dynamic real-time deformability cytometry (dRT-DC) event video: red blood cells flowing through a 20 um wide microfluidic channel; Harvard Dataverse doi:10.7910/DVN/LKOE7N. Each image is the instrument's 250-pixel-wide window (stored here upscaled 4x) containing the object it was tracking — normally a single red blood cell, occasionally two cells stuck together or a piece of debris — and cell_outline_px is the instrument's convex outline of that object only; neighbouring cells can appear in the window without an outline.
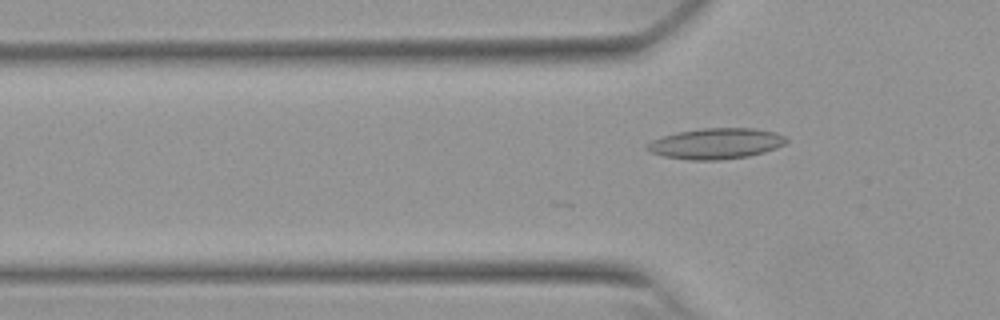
{"species": "Egyptian fruit bat (a non-hibernating species)", "species_latin": "Rousettus aegyptiacus", "temperature_condition": "warm", "stored_images_in_passage": 17, "camera_frame_rate_fps": 3000, "um_per_image_px": 0.085, "animal": {"sex": "female"}, "frame": {"image": 1, "passage_image": 17, "time_ms": 5.333, "image_size_px": [1000, 320], "cell_outline_px": [[788, 140], [784, 144], [776, 148], [764, 152], [748, 156], [720, 160], [688, 160], [664, 156], [648, 152], [644, 148], [652, 140], [676, 132], [704, 128], [752, 128], [776, 132], [784, 136]], "centroid_in_image_um": [60.84, 12.2], "position_along_channel_um": 65.0, "area_um2": 24.97}}